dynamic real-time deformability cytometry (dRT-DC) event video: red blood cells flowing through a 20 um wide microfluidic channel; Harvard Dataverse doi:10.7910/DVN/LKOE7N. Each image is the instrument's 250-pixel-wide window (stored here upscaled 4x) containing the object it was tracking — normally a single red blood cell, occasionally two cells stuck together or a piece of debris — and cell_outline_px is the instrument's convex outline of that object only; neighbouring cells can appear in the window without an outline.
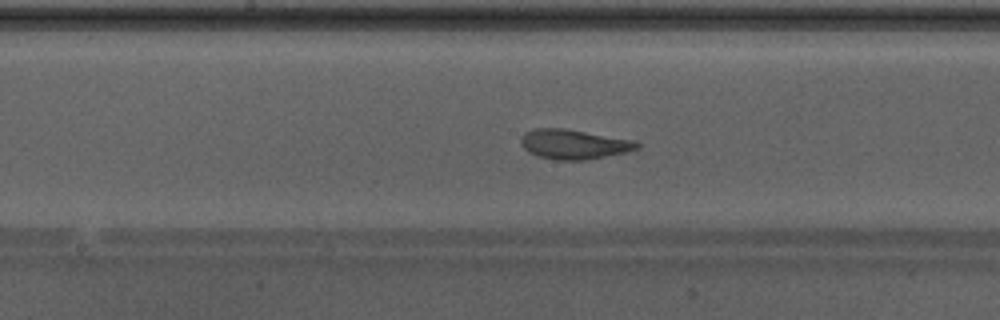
{"species": "Egyptian fruit bat (a non-hibernating species)", "species_latin": "Rousettus aegyptiacus", "temperature_condition": "warm", "stored_images_in_passage": 32, "camera_frame_rate_fps": 3000, "um_per_image_px": 0.085, "animal": {"sex": "male"}, "frame": {"image": 1, "passage_image": 18, "time_ms": 5.667, "image_size_px": [1000, 320], "cell_outline_px": [[640, 148], [624, 152], [584, 160], [556, 160], [536, 156], [528, 152], [520, 144], [520, 140], [524, 132], [536, 128], [564, 128], [636, 140], [640, 144]], "centroid_in_image_um": [48.75, 12.25], "position_along_channel_um": 199.4, "area_um2": 20.17}, "authors_computed_cell_mechanics": {"area_um2": 19.9988, "velocity_mm_per_s": 4.2778, "shape_relaxation_time_tau1_ms": 5.83, "shape_relaxation_time_tau2_ms": 1.0509, "deformation_change_tau1": 0.1815, "deformation_change_tau2": 0.0764}}